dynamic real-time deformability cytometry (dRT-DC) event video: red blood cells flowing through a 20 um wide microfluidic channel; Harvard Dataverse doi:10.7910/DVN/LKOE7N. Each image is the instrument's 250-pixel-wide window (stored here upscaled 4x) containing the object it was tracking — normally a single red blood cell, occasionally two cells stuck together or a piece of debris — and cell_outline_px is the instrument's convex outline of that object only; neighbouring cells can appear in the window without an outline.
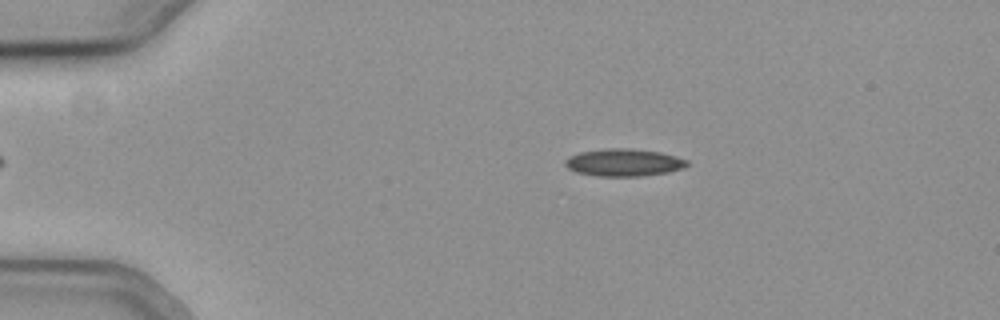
{"species": "common noctule bat (a hibernating species)", "species_latin": "Nyctalus noctula", "temperature_condition": "cold", "stored_images_in_passage": 42, "camera_frame_rate_fps": 3000, "um_per_image_px": 0.085, "animal": {"sex": "female", "body_mass_g": 19.3, "forearm_length_mm": 54.1}, "frame": {"image": 1, "passage_image": 6, "time_ms": 1.667, "image_size_px": [1000, 320], "cell_outline_px": [[688, 164], [684, 168], [668, 172], [644, 176], [596, 176], [576, 172], [568, 168], [564, 164], [564, 160], [568, 156], [580, 152], [608, 148], [632, 148], [660, 152], [676, 156], [688, 160]], "centroid_in_image_um": [53.02, 13.81], "position_along_channel_um": 32.0, "area_um2": 19.65}}
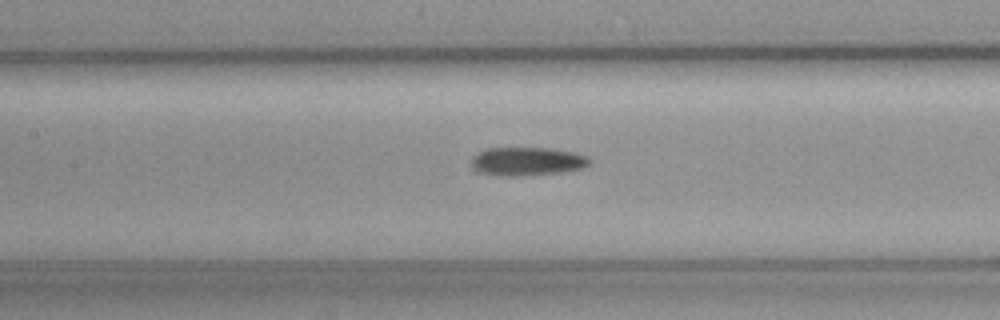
{"frame": {"image": 2, "passage_image": 21, "time_ms": 6.667, "image_size_px": [1000, 320], "cell_outline_px": [[592, 164], [584, 168], [560, 172], [520, 176], [496, 176], [472, 172], [472, 156], [488, 148], [552, 148], [576, 152], [588, 156], [592, 160]], "centroid_in_image_um": [44.81, 13.73], "position_along_channel_um": 162.6, "area_um2": 20.11}}
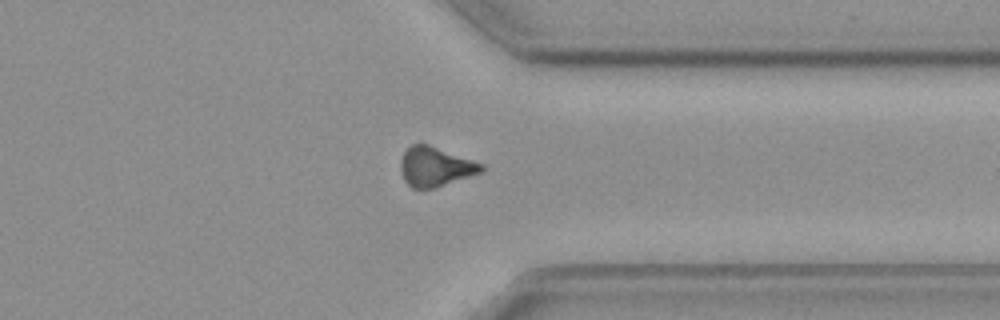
{"frame": {"image": 3, "passage_image": 38, "time_ms": 12.333, "image_size_px": [1000, 320], "cell_outline_px": [[484, 172], [436, 188], [412, 188], [404, 180], [400, 172], [400, 160], [404, 152], [412, 144], [428, 144], [484, 164]], "centroid_in_image_um": [37.01, 14.18], "position_along_channel_um": 374.4, "area_um2": 18.73}, "authors_computed_cell_mechanics": {"area_um2": 19.074, "velocity_mm_per_s": 3.7863, "shape_relaxation_time_tau1_ms": 3.3014, "shape_relaxation_time_tau2_ms": null, "deformation_change_tau1": 0.1144, "deformation_change_tau2": null}}